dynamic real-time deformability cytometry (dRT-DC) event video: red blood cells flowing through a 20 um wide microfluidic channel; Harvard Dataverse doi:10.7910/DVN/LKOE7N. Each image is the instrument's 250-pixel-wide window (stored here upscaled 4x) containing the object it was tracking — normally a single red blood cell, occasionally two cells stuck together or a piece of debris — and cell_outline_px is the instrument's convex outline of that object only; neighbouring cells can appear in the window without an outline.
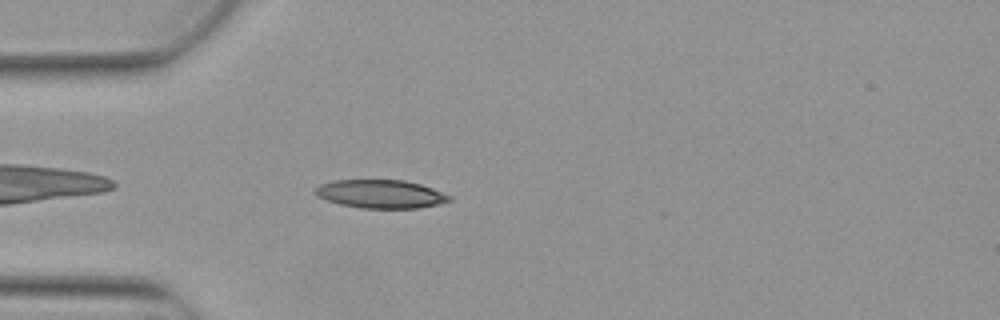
{"species": "Egyptian fruit bat (a non-hibernating species)", "species_latin": "Rousettus aegyptiacus", "temperature_condition": "warm", "stored_images_in_passage": 3, "camera_frame_rate_fps": 3000, "um_per_image_px": 0.085, "animal": {"sex": "female"}, "frame": {"image": 1, "passage_image": 3, "time_ms": 0.667, "image_size_px": [1000, 320], "cell_outline_px": [[452, 200], [420, 208], [360, 208], [340, 204], [316, 196], [312, 192], [320, 184], [332, 180], [404, 180], [420, 184], [432, 188], [452, 196]], "centroid_in_image_um": [32.33, 16.48], "position_along_channel_um": 52.7, "area_um2": 22.2}}